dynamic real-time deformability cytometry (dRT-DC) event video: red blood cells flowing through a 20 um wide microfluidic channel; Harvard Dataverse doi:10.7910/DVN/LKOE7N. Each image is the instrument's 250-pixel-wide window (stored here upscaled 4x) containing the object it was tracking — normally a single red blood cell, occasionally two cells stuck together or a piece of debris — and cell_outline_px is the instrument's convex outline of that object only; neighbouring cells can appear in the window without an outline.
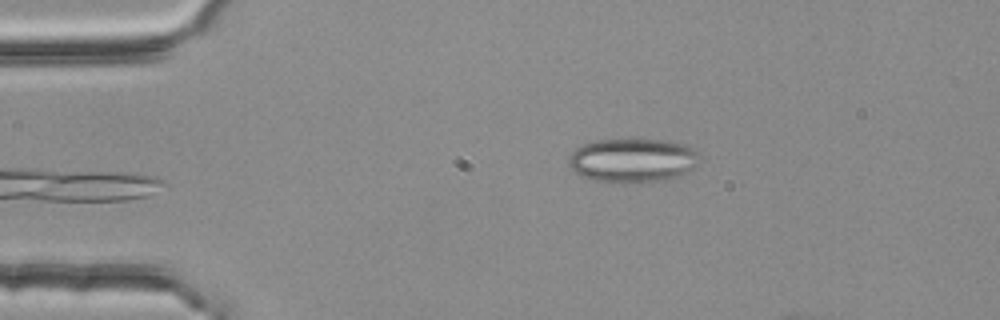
{"species": "common noctule bat (a hibernating species)", "species_latin": "Nyctalus noctula", "temperature_condition": "room temperature", "stored_images_in_passage": 2, "camera_frame_rate_fps": 3000, "um_per_image_px": 0.085, "animal": {"sex": "female", "body_mass_g": 25.1}, "frame": {"image": 1, "passage_image": 2, "time_ms": 0.333, "image_size_px": [1000, 320], "cell_outline_px": [[700, 156], [696, 164], [692, 168], [684, 172], [664, 180], [592, 180], [580, 176], [568, 164], [568, 156], [576, 148], [584, 144], [596, 140], [668, 140], [684, 144], [692, 148]], "centroid_in_image_um": [53.74, 13.58], "position_along_channel_um": 31.3, "area_um2": 32.48}}